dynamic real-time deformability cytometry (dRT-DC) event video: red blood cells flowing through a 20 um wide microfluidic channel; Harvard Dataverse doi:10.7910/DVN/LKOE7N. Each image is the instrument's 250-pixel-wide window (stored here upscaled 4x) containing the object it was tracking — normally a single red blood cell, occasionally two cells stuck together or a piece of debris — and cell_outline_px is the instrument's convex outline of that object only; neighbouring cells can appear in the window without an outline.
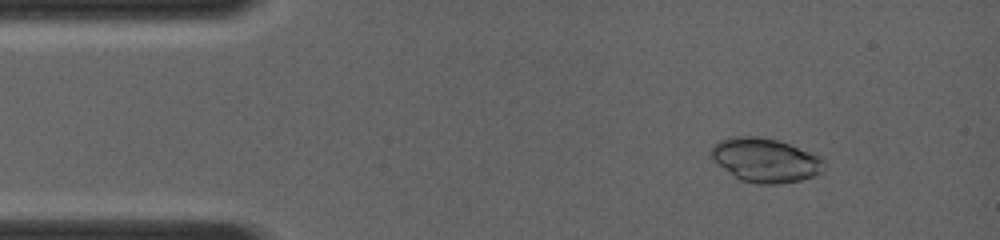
{"species": "common noctule bat (a hibernating species)", "species_latin": "Nyctalus noctula", "temperature_condition": "room temperature", "stored_images_in_passage": 18, "camera_frame_rate_fps": 4000, "um_per_image_px": 0.085, "animal": {"sex": "female", "body_mass_g": 19.0, "forearm_length_mm": 56.7}, "frame": {"image": 1, "passage_image": 2, "time_ms": 0.25, "image_size_px": [1000, 240], "cell_outline_px": [[824, 172], [816, 176], [800, 180], [776, 184], [760, 184], [744, 180], [736, 176], [712, 160], [708, 156], [708, 152], [720, 140], [736, 136], [756, 136], [776, 140], [816, 152], [824, 156]], "centroid_in_image_um": [65.13, 13.6], "position_along_channel_um": 19.9, "area_um2": 29.19}}
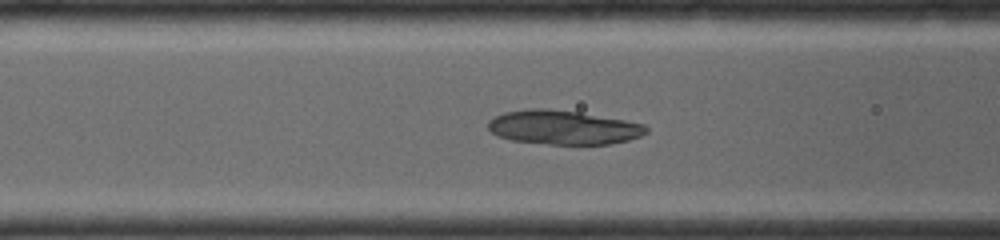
{"frame": {"image": 2, "passage_image": 12, "time_ms": 4.0, "image_size_px": [1000, 240], "cell_outline_px": [[648, 132], [640, 136], [628, 140], [608, 144], [552, 144], [512, 140], [500, 136], [492, 132], [488, 128], [488, 120], [504, 112], [528, 108], [548, 108], [580, 112], [624, 120], [644, 124], [648, 128]], "centroid_in_image_um": [47.88, 10.81], "position_along_channel_um": 118.7, "area_um2": 31.33}}
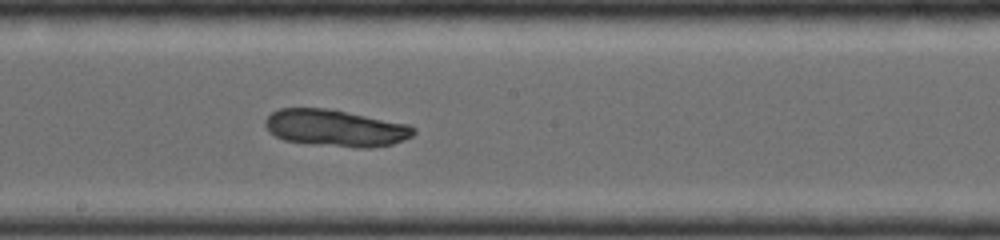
{"frame": {"image": 3, "passage_image": 18, "time_ms": 6.25, "image_size_px": [1000, 240], "cell_outline_px": [[416, 132], [412, 136], [392, 144], [336, 144], [284, 140], [276, 136], [264, 124], [264, 120], [272, 112], [280, 108], [328, 108], [408, 124], [416, 128]], "centroid_in_image_um": [28.48, 10.8], "position_along_channel_um": 219.7, "area_um2": 30.11}}